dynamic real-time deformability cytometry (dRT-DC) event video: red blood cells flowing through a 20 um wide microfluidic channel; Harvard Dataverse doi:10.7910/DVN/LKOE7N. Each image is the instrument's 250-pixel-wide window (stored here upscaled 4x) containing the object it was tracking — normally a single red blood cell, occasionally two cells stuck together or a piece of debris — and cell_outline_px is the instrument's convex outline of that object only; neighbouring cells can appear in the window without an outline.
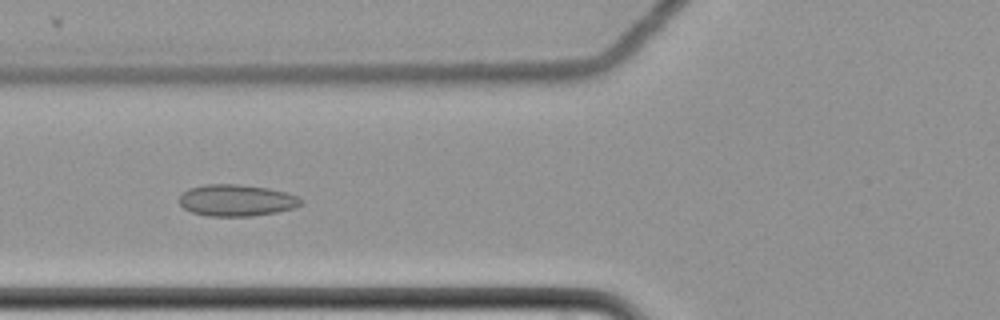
{"species": "common noctule bat (a hibernating species)", "species_latin": "Nyctalus noctula", "temperature_condition": "cold", "stored_images_in_passage": 48, "camera_frame_rate_fps": 3000, "um_per_image_px": 0.085, "animal": {"sex": "female", "body_mass_g": 22.7, "forearm_length_mm": 54.2}, "frame": {"image": 1, "passage_image": 18, "time_ms": 5.667, "image_size_px": [1000, 320], "cell_outline_px": [[304, 204], [292, 208], [276, 212], [252, 216], [208, 216], [192, 212], [184, 208], [180, 204], [180, 196], [188, 188], [204, 184], [240, 184], [268, 188], [284, 192], [296, 196], [304, 200]], "centroid_in_image_um": [20.1, 17.02], "position_along_channel_um": 105.7, "area_um2": 22.43}}
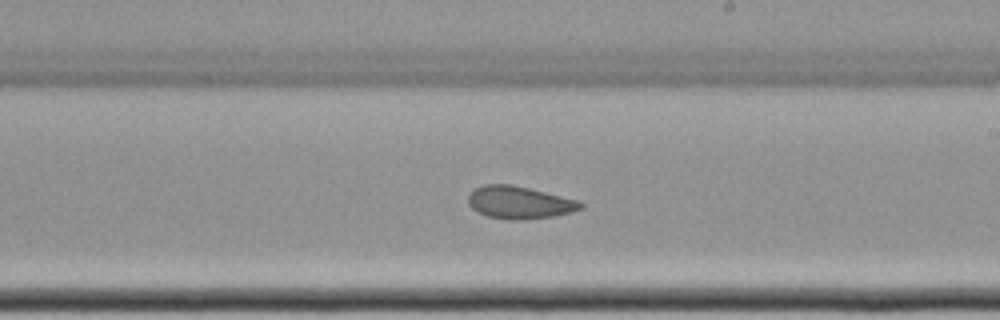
{"frame": {"image": 2, "passage_image": 30, "time_ms": 9.667, "image_size_px": [1000, 320], "cell_outline_px": [[584, 208], [552, 216], [520, 220], [512, 220], [488, 216], [472, 208], [468, 204], [468, 192], [472, 188], [484, 184], [512, 184], [576, 200], [584, 204]], "centroid_in_image_um": [44.08, 17.19], "position_along_channel_um": 244.9, "area_um2": 21.1}}
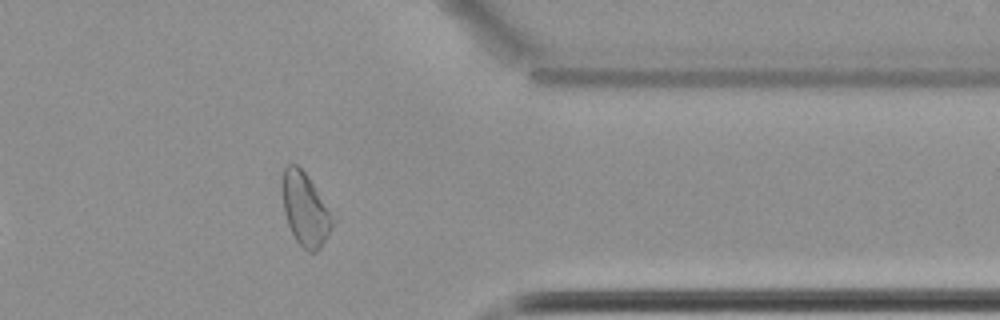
{"frame": {"image": 3, "passage_image": 43, "time_ms": 14.0, "image_size_px": [1000, 320], "cell_outline_px": [[340, 216], [320, 248], [316, 252], [308, 252], [296, 240], [288, 224], [284, 212], [284, 168], [288, 164], [296, 164], [308, 176]], "centroid_in_image_um": [26.09, 17.81], "position_along_channel_um": 385.3, "area_um2": 22.02}, "authors_computed_cell_mechanics": {"area_um2": 22.4842, "velocity_mm_per_s": 3.4825, "shape_relaxation_time_tau1_ms": null, "shape_relaxation_time_tau2_ms": 3.3486, "deformation_change_tau1": null, "deformation_change_tau2": 0.0783}}